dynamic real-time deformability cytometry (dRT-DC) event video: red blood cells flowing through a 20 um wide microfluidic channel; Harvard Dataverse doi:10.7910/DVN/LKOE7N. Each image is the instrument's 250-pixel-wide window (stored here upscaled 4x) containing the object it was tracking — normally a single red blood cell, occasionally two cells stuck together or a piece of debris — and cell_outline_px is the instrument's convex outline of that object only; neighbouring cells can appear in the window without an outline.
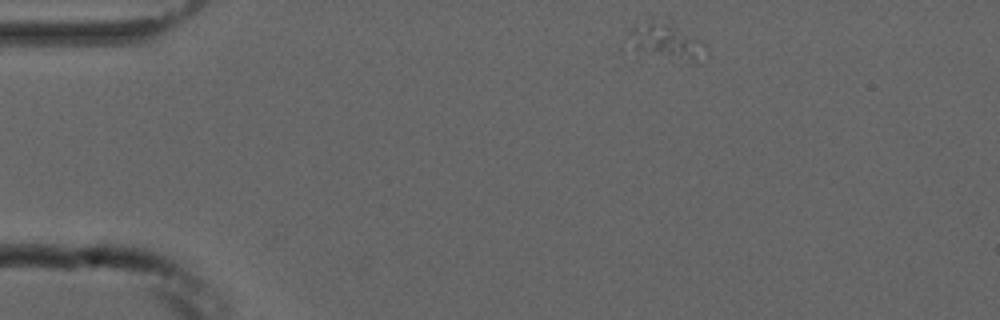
{"species": "common noctule bat (a hibernating species)", "species_latin": "Nyctalus noctula", "temperature_condition": "cold", "stored_images_in_passage": 3, "camera_frame_rate_fps": 3000, "um_per_image_px": 0.085, "animal": {"sex": "male", "forearm_length_mm": 52.5}, "frame": {"image": 1, "passage_image": 1, "time_ms": 0.0, "image_size_px": [1000, 320], "cell_outline_px": [[708, 52], [692, 60], [668, 56], [636, 48], [628, 32], [632, 28], [652, 16], [672, 20], [700, 40], [708, 48]], "centroid_in_image_um": [56.67, 3.33], "position_along_channel_um": 28.3, "area_um2": 15.61}}
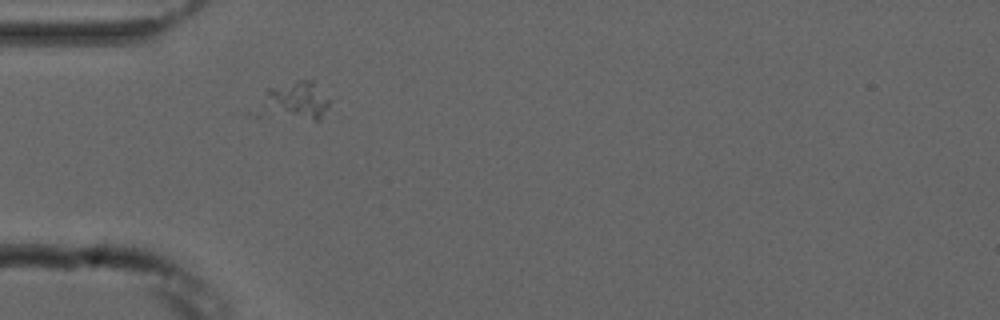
{"frame": {"image": 2, "passage_image": 3, "time_ms": 2.333, "image_size_px": [1000, 320], "cell_outline_px": [[332, 100], [328, 108], [320, 120], [312, 120], [292, 112], [268, 100], [268, 88], [296, 80], [312, 80]], "centroid_in_image_um": [25.59, 8.38], "position_along_channel_um": 59.4, "area_um2": 12.43}}